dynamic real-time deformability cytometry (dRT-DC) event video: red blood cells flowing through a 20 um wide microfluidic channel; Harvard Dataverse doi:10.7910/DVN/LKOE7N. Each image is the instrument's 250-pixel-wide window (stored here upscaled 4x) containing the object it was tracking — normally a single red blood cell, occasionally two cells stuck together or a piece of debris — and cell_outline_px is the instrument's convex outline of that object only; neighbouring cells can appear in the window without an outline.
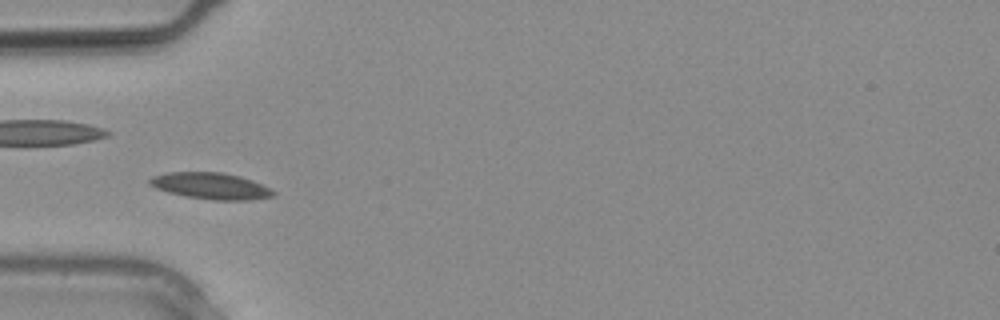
{"species": "common noctule bat (a hibernating species)", "species_latin": "Nyctalus noctula", "temperature_condition": "warm", "stored_images_in_passage": 7, "camera_frame_rate_fps": 3000, "um_per_image_px": 0.085, "animal": {"sex": "male", "body_mass_g": 20.4}, "frame": {"image": 1, "passage_image": 4, "time_ms": 1.0, "image_size_px": [1000, 320], "cell_outline_px": [[276, 196], [248, 200], [212, 200], [184, 196], [168, 192], [156, 188], [148, 184], [148, 180], [152, 176], [168, 172], [220, 172], [240, 176], [252, 180], [276, 192]], "centroid_in_image_um": [17.9, 15.81], "position_along_channel_um": 67.1, "area_um2": 19.07}}
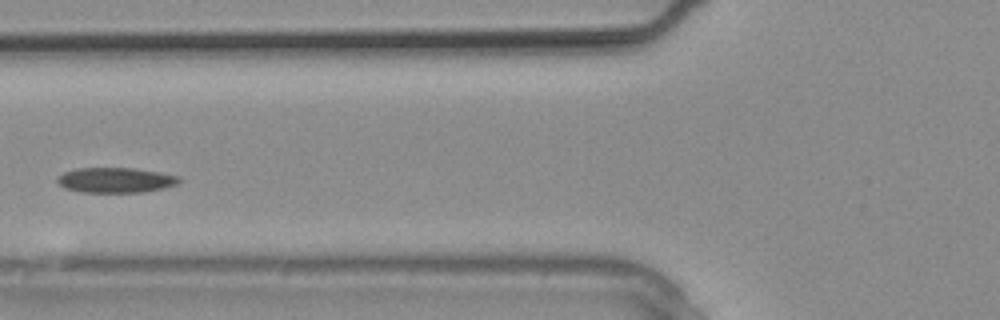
{"frame": {"image": 2, "passage_image": 6, "time_ms": 1.667, "image_size_px": [1000, 320], "cell_outline_px": [[180, 180], [176, 184], [164, 188], [144, 192], [80, 192], [64, 188], [56, 180], [64, 172], [76, 168], [132, 168], [160, 172], [180, 176]], "centroid_in_image_um": [9.83, 15.31], "position_along_channel_um": 116.0, "area_um2": 17.8}}